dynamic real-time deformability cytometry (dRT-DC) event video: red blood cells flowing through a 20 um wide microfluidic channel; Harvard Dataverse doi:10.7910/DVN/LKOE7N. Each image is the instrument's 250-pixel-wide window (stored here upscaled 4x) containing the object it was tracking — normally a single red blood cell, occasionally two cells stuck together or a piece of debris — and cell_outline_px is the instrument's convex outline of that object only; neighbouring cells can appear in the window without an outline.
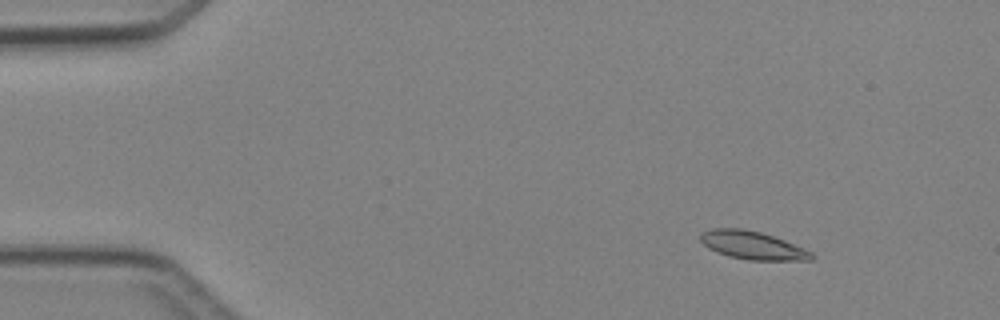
{"species": "Egyptian fruit bat (a non-hibernating species)", "species_latin": "Rousettus aegyptiacus", "temperature_condition": "cold", "stored_images_in_passage": 4, "camera_frame_rate_fps": 3000, "um_per_image_px": 0.085, "animal": {"sex": "female"}, "frame": {"image": 1, "passage_image": 1, "time_ms": 0.0, "image_size_px": [1000, 320], "cell_outline_px": [[816, 256], [812, 260], [748, 260], [728, 256], [716, 252], [708, 248], [700, 240], [700, 232], [712, 228], [740, 228], [760, 232], [784, 240], [804, 248], [812, 252]], "centroid_in_image_um": [63.95, 20.85], "position_along_channel_um": 21.0, "area_um2": 18.26}}
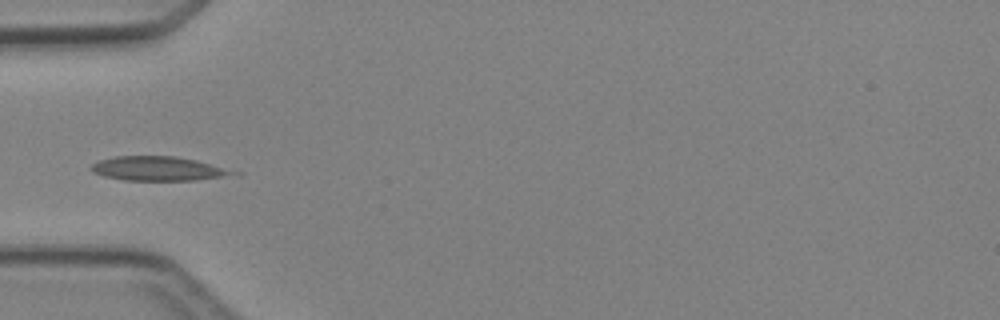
{"frame": {"image": 2, "passage_image": 4, "time_ms": 3.333, "image_size_px": [1000, 320], "cell_outline_px": [[240, 172], [220, 176], [196, 180], [124, 180], [104, 176], [92, 172], [88, 168], [92, 164], [100, 160], [112, 156], [176, 156], [196, 160]], "centroid_in_image_um": [13.33, 14.32], "position_along_channel_um": 71.7, "area_um2": 19.77}}